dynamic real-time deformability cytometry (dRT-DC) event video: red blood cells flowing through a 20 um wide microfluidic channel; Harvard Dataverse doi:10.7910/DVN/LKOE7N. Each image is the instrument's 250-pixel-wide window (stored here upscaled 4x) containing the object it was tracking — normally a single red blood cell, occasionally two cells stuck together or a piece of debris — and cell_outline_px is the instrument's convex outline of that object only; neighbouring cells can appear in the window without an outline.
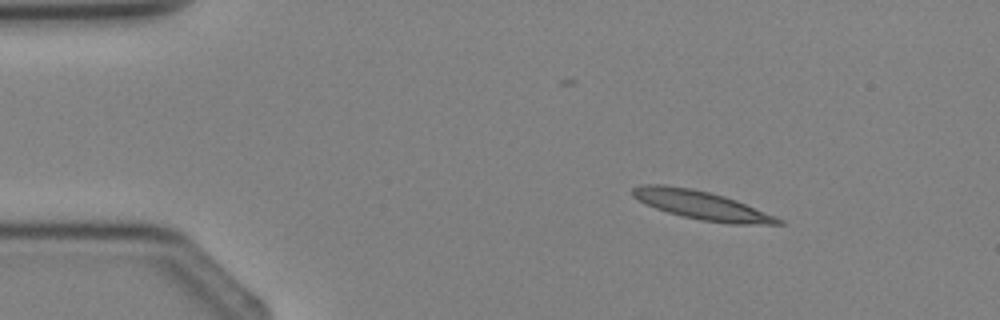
{"species": "Egyptian fruit bat (a non-hibernating species)", "species_latin": "Rousettus aegyptiacus", "temperature_condition": "cold", "stored_images_in_passage": 2, "camera_frame_rate_fps": 3000, "um_per_image_px": 0.085, "animal": {"sex": "female"}, "frame": {"image": 1, "passage_image": 1, "time_ms": 0.0, "image_size_px": [1000, 320], "cell_outline_px": [[784, 224], [732, 224], [700, 220], [668, 212], [656, 208], [632, 196], [632, 188], [640, 184], [664, 184], [692, 188], [724, 196], [736, 200], [776, 216], [784, 220]], "centroid_in_image_um": [59.65, 17.43], "position_along_channel_um": 25.4, "area_um2": 24.1}}